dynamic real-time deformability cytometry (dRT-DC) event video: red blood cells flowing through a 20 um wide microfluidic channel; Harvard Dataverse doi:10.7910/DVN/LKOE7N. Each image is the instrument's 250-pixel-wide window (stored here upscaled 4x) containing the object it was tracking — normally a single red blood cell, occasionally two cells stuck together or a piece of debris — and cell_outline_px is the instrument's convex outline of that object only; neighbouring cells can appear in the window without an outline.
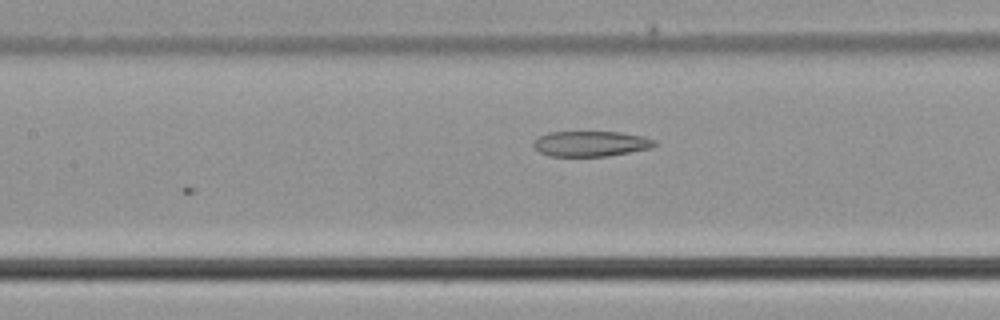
{"species": "common noctule bat (a hibernating species)", "species_latin": "Nyctalus noctula", "temperature_condition": "cold", "stored_images_in_passage": 8, "camera_frame_rate_fps": 3000, "um_per_image_px": 0.085, "animal": {"sex": "male", "body_mass_g": 21.5, "forearm_length_mm": 52.0}, "frame": {"image": 1, "passage_image": 8, "time_ms": 2.333, "image_size_px": [1000, 320], "cell_outline_px": [[660, 144], [652, 148], [608, 156], [552, 156], [540, 152], [532, 144], [532, 140], [548, 132], [620, 132], [644, 136], [656, 140]], "centroid_in_image_um": [50.27, 12.21], "position_along_channel_um": 157.1, "area_um2": 18.09}}